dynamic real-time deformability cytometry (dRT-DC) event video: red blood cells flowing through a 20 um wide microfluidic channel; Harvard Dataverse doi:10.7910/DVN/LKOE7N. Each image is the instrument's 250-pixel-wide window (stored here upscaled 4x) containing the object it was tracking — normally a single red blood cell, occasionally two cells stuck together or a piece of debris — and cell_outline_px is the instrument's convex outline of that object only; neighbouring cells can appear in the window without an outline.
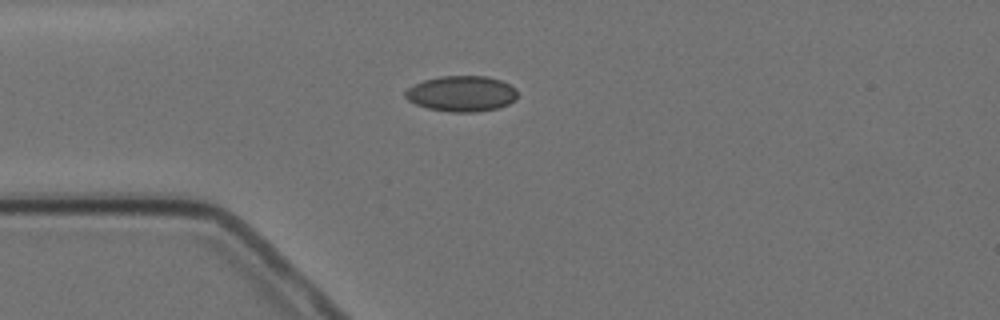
{"species": "Egyptian fruit bat (a non-hibernating species)", "species_latin": "Rousettus aegyptiacus", "temperature_condition": "cold", "stored_images_in_passage": 3, "camera_frame_rate_fps": 3000, "um_per_image_px": 0.085, "animal": {"sex": "female"}, "frame": {"image": 1, "passage_image": 3, "time_ms": 2.333, "image_size_px": [1000, 320], "cell_outline_px": [[516, 100], [508, 104], [496, 108], [476, 112], [452, 112], [428, 108], [416, 104], [408, 100], [404, 96], [404, 92], [408, 88], [424, 80], [440, 76], [488, 76], [500, 80], [516, 88]], "centroid_in_image_um": [39.23, 7.96], "position_along_channel_um": 45.8, "area_um2": 23.24}}